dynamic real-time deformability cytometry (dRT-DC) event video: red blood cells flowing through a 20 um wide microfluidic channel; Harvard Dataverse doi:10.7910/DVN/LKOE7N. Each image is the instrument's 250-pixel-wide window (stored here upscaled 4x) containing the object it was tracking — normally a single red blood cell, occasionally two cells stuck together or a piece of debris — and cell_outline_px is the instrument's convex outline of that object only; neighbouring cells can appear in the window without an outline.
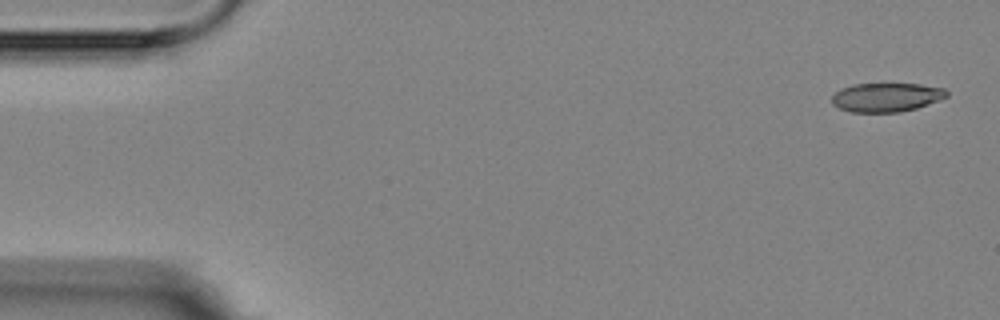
{"species": "Egyptian fruit bat (a non-hibernating species)", "species_latin": "Rousettus aegyptiacus", "temperature_condition": "room temperature", "stored_images_in_passage": 5, "camera_frame_rate_fps": 3000, "um_per_image_px": 0.085, "animal": {"sex": "female"}, "frame": {"image": 1, "passage_image": 1, "time_ms": 0.0, "image_size_px": [1000, 320], "cell_outline_px": [[948, 96], [940, 100], [916, 108], [900, 112], [852, 112], [840, 108], [832, 104], [832, 96], [840, 88], [852, 84], [920, 84], [944, 88], [948, 92]], "centroid_in_image_um": [75.34, 8.26], "position_along_channel_um": 9.7, "area_um2": 19.36}}
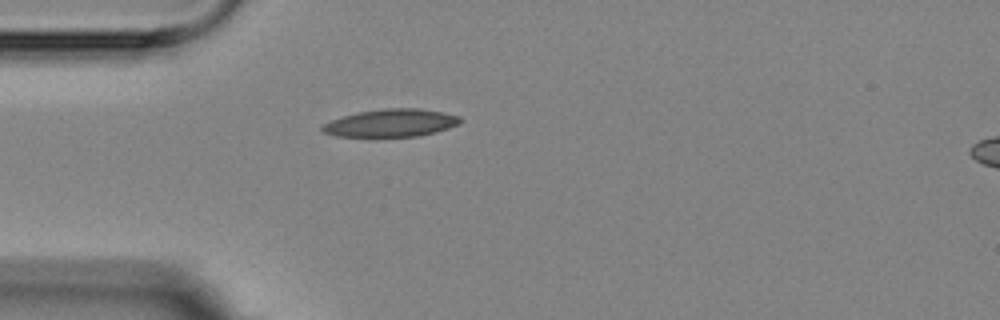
{"frame": {"image": 2, "passage_image": 5, "time_ms": 4.667, "image_size_px": [1000, 320], "cell_outline_px": [[464, 120], [460, 124], [436, 132], [420, 136], [376, 140], [336, 136], [320, 132], [320, 124], [344, 116], [360, 112], [384, 108], [420, 108], [444, 112], [460, 116]], "centroid_in_image_um": [33.2, 10.51], "position_along_channel_um": 51.8, "area_um2": 23.64}}